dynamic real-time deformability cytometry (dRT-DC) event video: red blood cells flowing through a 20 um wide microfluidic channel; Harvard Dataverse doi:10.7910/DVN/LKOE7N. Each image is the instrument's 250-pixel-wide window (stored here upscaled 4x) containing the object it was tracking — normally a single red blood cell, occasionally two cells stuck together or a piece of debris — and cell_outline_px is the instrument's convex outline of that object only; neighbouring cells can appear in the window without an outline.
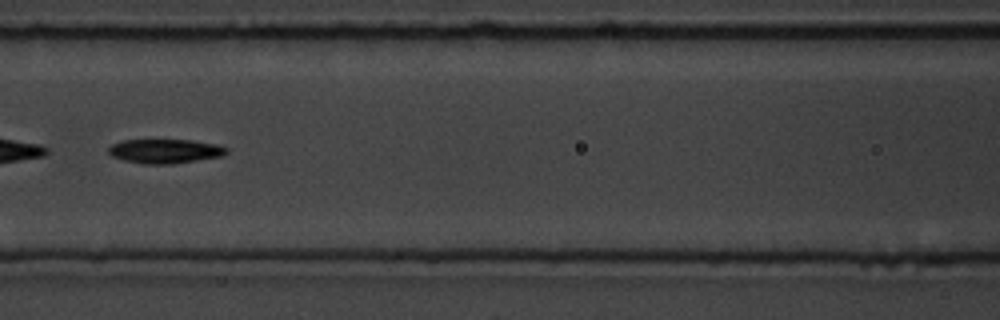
{"species": "common noctule bat (a hibernating species)", "species_latin": "Nyctalus noctula", "temperature_condition": "room temperature", "stored_images_in_passage": 40, "segment_of_instrument_passage": [2, 2], "camera_frame_rate_fps": 3000, "um_per_image_px": 0.085, "animal": {"sex": "male", "body_mass_g": 19.5, "forearm_length_mm": 54.6}, "frame": {"image": 1, "passage_image": 17, "time_ms": 5.333, "image_size_px": [1000, 320], "cell_outline_px": [[228, 152], [224, 156], [172, 164], [144, 164], [124, 160], [112, 156], [108, 152], [108, 148], [112, 144], [124, 140], [192, 140], [220, 144], [228, 148]], "centroid_in_image_um": [14.08, 12.84], "position_along_channel_um": 152.5, "area_um2": 16.82}}
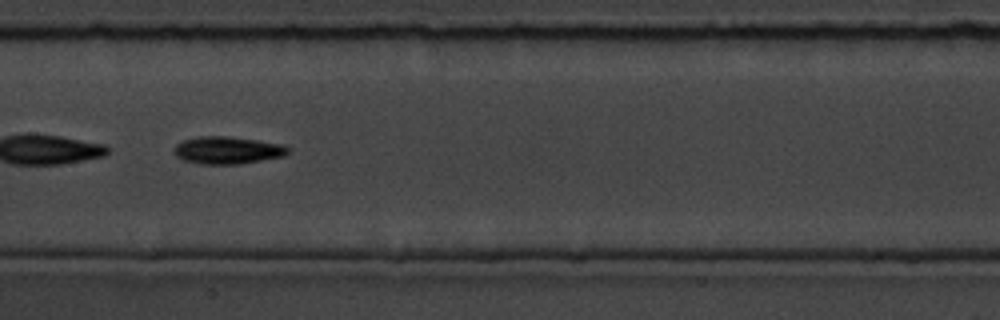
{"frame": {"image": 2, "passage_image": 20, "time_ms": 6.333, "image_size_px": [1000, 320], "cell_outline_px": [[288, 152], [284, 156], [240, 164], [200, 164], [184, 160], [176, 156], [172, 152], [176, 144], [184, 140], [200, 136], [224, 136], [256, 140], [284, 144], [288, 148]], "centroid_in_image_um": [19.31, 12.77], "position_along_channel_um": 188.1, "area_um2": 18.15}}